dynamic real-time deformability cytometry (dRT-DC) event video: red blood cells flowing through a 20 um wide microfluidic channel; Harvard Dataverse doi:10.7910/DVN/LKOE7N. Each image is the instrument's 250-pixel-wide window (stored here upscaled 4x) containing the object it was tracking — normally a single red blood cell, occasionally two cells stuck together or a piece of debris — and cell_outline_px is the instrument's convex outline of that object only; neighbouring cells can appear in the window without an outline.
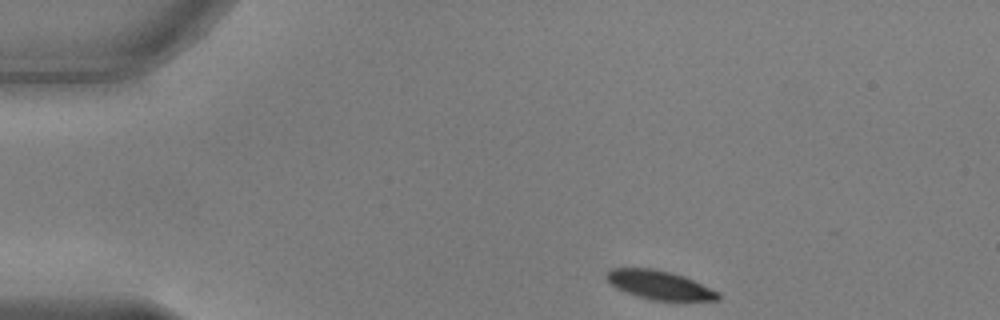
{"species": "common noctule bat (a hibernating species)", "species_latin": "Nyctalus noctula", "temperature_condition": "warm", "stored_images_in_passage": 45, "camera_frame_rate_fps": 3000, "um_per_image_px": 0.085, "animal": {"sex": "male", "body_mass_g": 17.9, "forearm_length_mm": 54.2}, "frame": {"image": 1, "passage_image": 1, "time_ms": 0.0, "image_size_px": [1000, 320], "cell_outline_px": [[720, 300], [652, 300], [636, 296], [616, 288], [608, 284], [604, 276], [604, 272], [608, 268], [652, 268], [672, 272], [684, 276], [720, 292]], "centroid_in_image_um": [55.98, 24.21], "position_along_channel_um": 29.0, "area_um2": 19.02}}
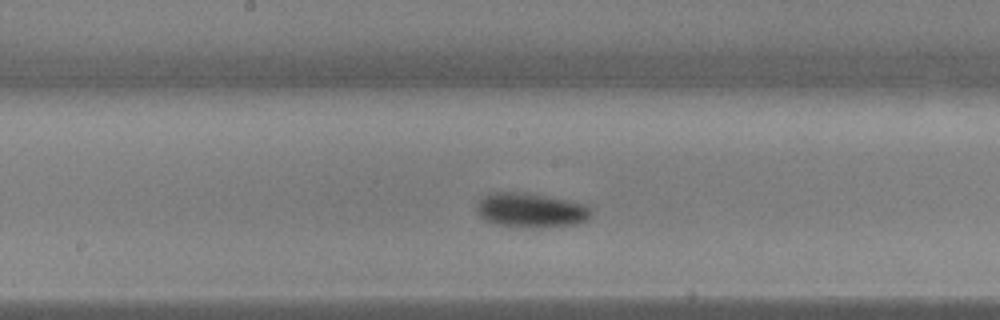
{"frame": {"image": 2, "passage_image": 20, "time_ms": 6.333, "image_size_px": [1000, 320], "cell_outline_px": [[592, 216], [588, 220], [576, 224], [536, 228], [528, 228], [496, 224], [480, 216], [476, 212], [476, 204], [488, 192], [524, 192], [572, 200], [588, 204], [592, 208]], "centroid_in_image_um": [45.18, 17.86], "position_along_channel_um": 203.0, "area_um2": 23.52}}
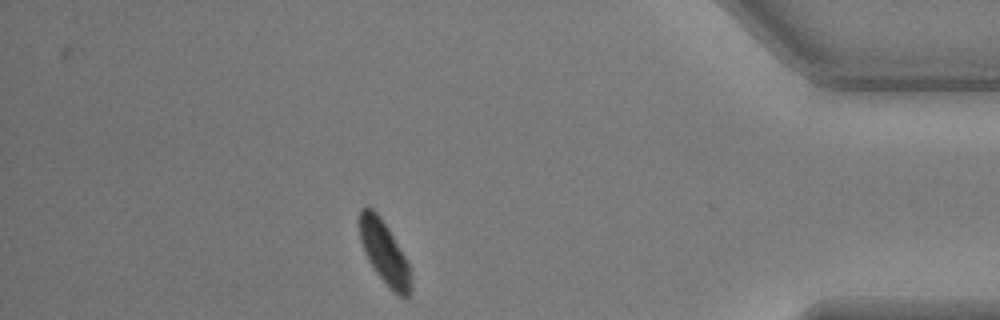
{"frame": {"image": 3, "passage_image": 39, "time_ms": 12.667, "image_size_px": [1000, 320], "cell_outline_px": [[412, 288], [408, 296], [404, 300], [392, 292], [388, 288], [376, 272], [368, 260], [364, 252], [360, 240], [360, 208], [372, 208], [380, 216], [388, 228], [412, 268]], "centroid_in_image_um": [32.72, 21.56], "position_along_channel_um": 402.5, "area_um2": 19.13}, "authors_computed_cell_mechanics": {"area_um2": 20.6924, "velocity_mm_per_s": 3.7577, "shape_relaxation_time_tau1_ms": 2.2146, "shape_relaxation_time_tau2_ms": null, "deformation_change_tau1": 0.0956, "deformation_change_tau2": null}}